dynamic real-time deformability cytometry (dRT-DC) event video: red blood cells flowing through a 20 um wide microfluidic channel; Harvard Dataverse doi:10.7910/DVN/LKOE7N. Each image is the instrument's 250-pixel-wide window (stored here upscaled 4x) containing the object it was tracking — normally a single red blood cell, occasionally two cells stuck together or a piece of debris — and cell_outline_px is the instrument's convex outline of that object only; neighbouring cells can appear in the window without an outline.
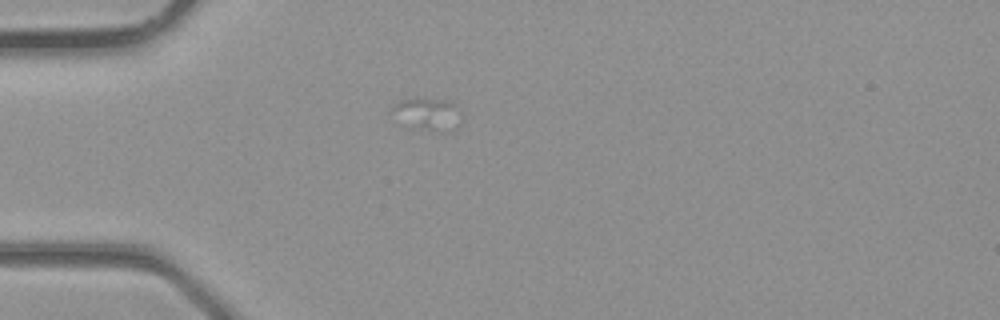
{"species": "common noctule bat (a hibernating species)", "species_latin": "Nyctalus noctula", "temperature_condition": "room temperature", "stored_images_in_passage": 1, "camera_frame_rate_fps": 3000, "um_per_image_px": 0.085, "animal": {"sex": "male", "body_mass_g": 23.1, "forearm_length_mm": 52.7}, "frame": {"image": 1, "passage_image": 1, "time_ms": 0.0, "image_size_px": [1000, 320], "cell_outline_px": [[460, 124], [456, 128], [444, 132], [440, 132], [424, 128], [416, 124], [392, 108], [400, 100], [416, 96], [444, 100], [456, 104], [460, 108]], "centroid_in_image_um": [36.57, 9.61], "position_along_channel_um": 48.4, "area_um2": 12.08}}